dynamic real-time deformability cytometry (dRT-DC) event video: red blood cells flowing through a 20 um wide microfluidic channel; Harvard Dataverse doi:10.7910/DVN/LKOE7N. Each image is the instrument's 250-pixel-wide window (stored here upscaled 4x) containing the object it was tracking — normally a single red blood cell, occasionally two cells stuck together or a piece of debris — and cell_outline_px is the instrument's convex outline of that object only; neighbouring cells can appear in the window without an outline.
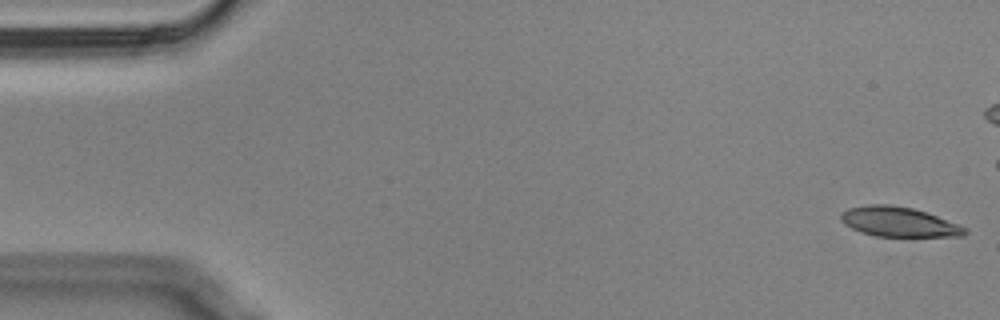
{"species": "Egyptian fruit bat (a non-hibernating species)", "species_latin": "Rousettus aegyptiacus", "temperature_condition": "cold", "stored_images_in_passage": 2, "camera_frame_rate_fps": 3000, "um_per_image_px": 0.085, "animal": {"sex": "male"}, "frame": {"image": 1, "passage_image": 1, "time_ms": 0.0, "image_size_px": [1000, 320], "cell_outline_px": [[968, 232], [964, 236], [876, 236], [860, 232], [844, 224], [840, 220], [840, 212], [848, 208], [864, 204], [892, 204], [912, 208], [928, 212], [968, 228]], "centroid_in_image_um": [76.38, 18.84], "position_along_channel_um": 8.6, "area_um2": 21.79}}